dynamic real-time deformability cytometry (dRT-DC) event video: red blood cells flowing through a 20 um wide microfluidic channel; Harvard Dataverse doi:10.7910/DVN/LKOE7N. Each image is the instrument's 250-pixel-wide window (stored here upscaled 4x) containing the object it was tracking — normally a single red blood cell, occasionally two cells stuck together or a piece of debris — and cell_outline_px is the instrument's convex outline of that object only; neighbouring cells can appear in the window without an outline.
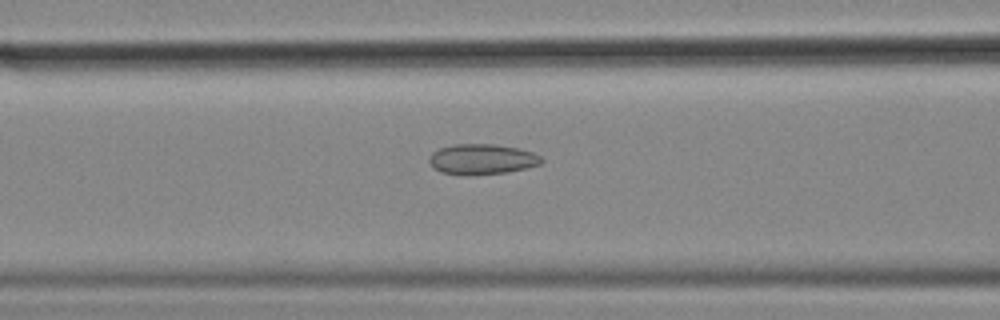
{"species": "common noctule bat (a hibernating species)", "species_latin": "Nyctalus noctula", "temperature_condition": "cold", "stored_images_in_passage": 46, "camera_frame_rate_fps": 3000, "um_per_image_px": 0.085, "animal": {"sex": "female", "body_mass_g": 18.4}, "frame": {"image": 1, "passage_image": 13, "time_ms": 4.0, "image_size_px": [1000, 320], "cell_outline_px": [[544, 160], [540, 164], [508, 172], [440, 172], [432, 168], [428, 160], [428, 156], [432, 152], [440, 148], [452, 144], [496, 144], [520, 148], [532, 152], [540, 156]], "centroid_in_image_um": [40.96, 13.47], "position_along_channel_um": 125.6, "area_um2": 19.25}}
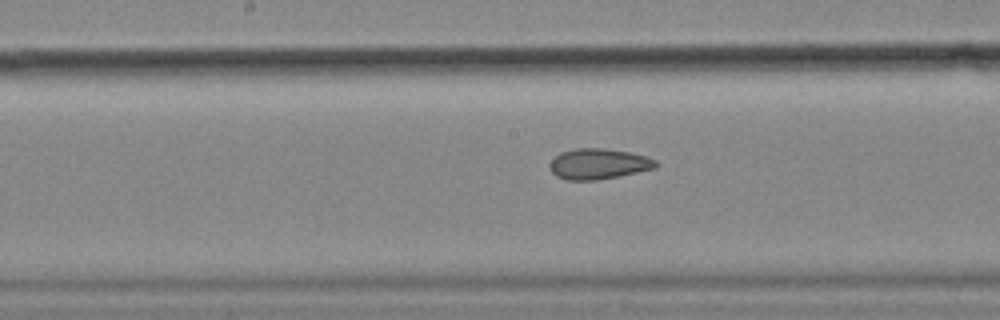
{"frame": {"image": 2, "passage_image": 19, "time_ms": 6.0, "image_size_px": [1000, 320], "cell_outline_px": [[660, 164], [656, 168], [596, 180], [568, 180], [556, 176], [552, 172], [548, 164], [560, 152], [576, 148], [604, 148], [628, 152], [648, 156], [656, 160]], "centroid_in_image_um": [50.88, 13.92], "position_along_channel_um": 197.3, "area_um2": 18.9}}
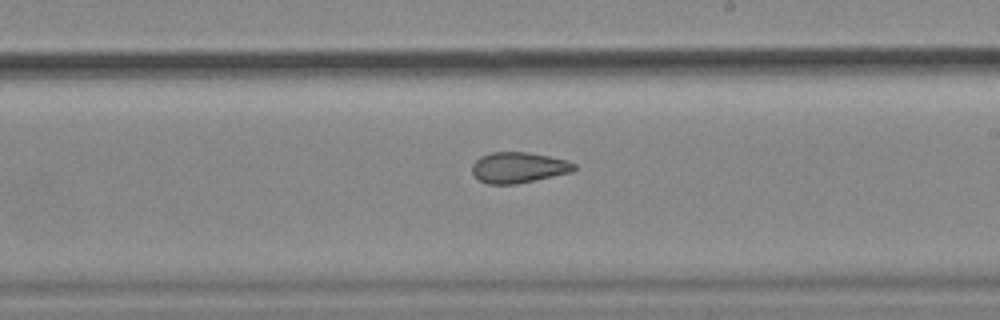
{"frame": {"image": 3, "passage_image": 23, "time_ms": 7.333, "image_size_px": [1000, 320], "cell_outline_px": [[576, 168], [572, 172], [516, 184], [488, 184], [480, 180], [472, 172], [472, 164], [480, 156], [492, 152], [528, 152], [568, 160], [576, 164]], "centroid_in_image_um": [44.08, 14.23], "position_along_channel_um": 244.9, "area_um2": 18.26}, "authors_computed_cell_mechanics": {"area_um2": 19.8543, "velocity_mm_per_s": 3.5871, "shape_relaxation_time_tau1_ms": null, "shape_relaxation_time_tau2_ms": 2.6822, "deformation_change_tau1": null, "deformation_change_tau2": 0.0834}}